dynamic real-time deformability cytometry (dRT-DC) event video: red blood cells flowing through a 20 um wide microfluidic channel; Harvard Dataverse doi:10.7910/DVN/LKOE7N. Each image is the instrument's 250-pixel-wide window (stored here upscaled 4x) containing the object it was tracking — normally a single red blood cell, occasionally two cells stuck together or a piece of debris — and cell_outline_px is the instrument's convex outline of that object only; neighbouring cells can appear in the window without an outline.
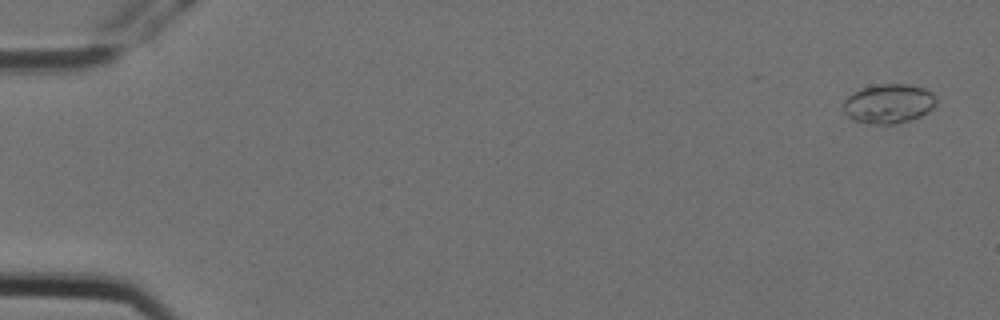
{"species": "Egyptian fruit bat (a non-hibernating species)", "species_latin": "Rousettus aegyptiacus", "temperature_condition": "cold", "stored_images_in_passage": 5, "camera_frame_rate_fps": 3000, "um_per_image_px": 0.085, "animal": {"sex": "female"}, "frame": {"image": 1, "passage_image": 1, "time_ms": 0.0, "image_size_px": [1000, 320], "cell_outline_px": [[936, 104], [928, 112], [920, 116], [896, 124], [868, 124], [852, 120], [844, 112], [844, 100], [852, 92], [864, 88], [880, 84], [908, 84], [924, 88], [932, 92], [936, 96]], "centroid_in_image_um": [75.54, 8.82], "position_along_channel_um": 9.5, "area_um2": 21.39}}